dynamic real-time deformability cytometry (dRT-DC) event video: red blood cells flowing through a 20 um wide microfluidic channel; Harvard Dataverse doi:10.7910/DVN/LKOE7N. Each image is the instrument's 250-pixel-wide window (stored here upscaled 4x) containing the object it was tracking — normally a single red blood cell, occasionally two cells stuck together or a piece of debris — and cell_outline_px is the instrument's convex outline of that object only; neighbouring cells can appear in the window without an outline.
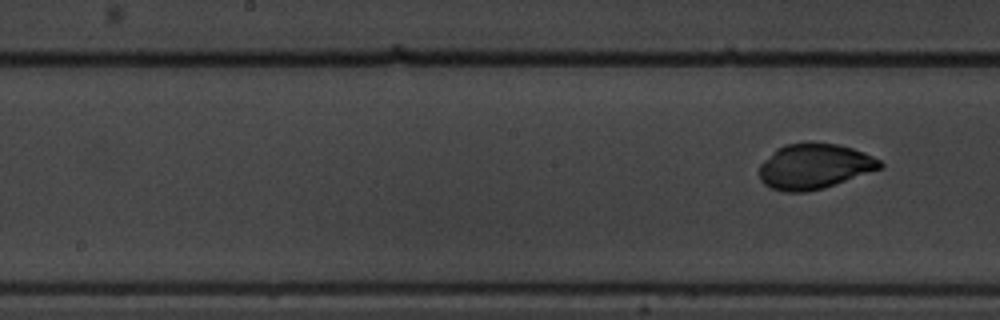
{"species": "common noctule bat (a hibernating species)", "species_latin": "Nyctalus noctula", "temperature_condition": "warm", "stored_images_in_passage": 9, "segment_of_instrument_passage": [2, 2], "camera_frame_rate_fps": 3000, "um_per_image_px": 0.085, "animal": {"sex": "male", "body_mass_g": 19.5, "forearm_length_mm": 54.6}, "frame": {"image": 1, "passage_image": 9, "time_ms": 2.667, "image_size_px": [1000, 320], "cell_outline_px": [[884, 168], [824, 188], [808, 192], [784, 192], [772, 188], [764, 184], [760, 180], [760, 164], [776, 148], [784, 144], [836, 144], [852, 148], [872, 156], [880, 160], [884, 164]], "centroid_in_image_um": [69.23, 14.17], "position_along_channel_um": 179.0, "area_um2": 31.67}}